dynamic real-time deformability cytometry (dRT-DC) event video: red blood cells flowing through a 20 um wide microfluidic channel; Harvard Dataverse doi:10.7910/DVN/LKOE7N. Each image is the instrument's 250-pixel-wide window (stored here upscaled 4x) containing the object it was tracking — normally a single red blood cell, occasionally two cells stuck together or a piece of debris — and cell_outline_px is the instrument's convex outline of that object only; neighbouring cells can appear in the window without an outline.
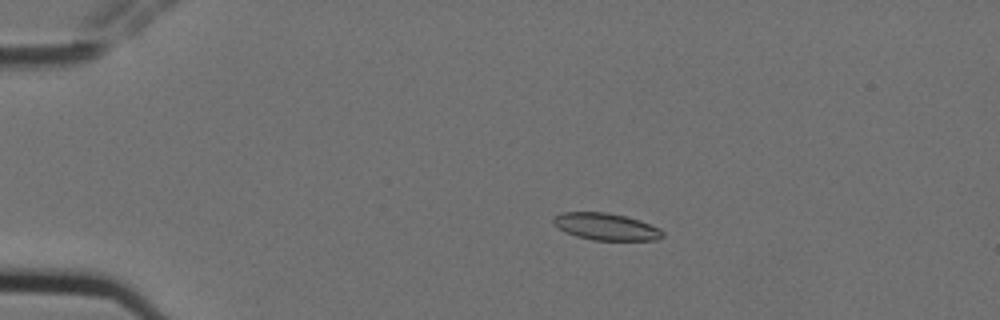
{"species": "Egyptian fruit bat (a non-hibernating species)", "species_latin": "Rousettus aegyptiacus", "temperature_condition": "cold", "stored_images_in_passage": 5, "camera_frame_rate_fps": 3000, "um_per_image_px": 0.085, "animal": {"sex": "female"}, "frame": {"image": 1, "passage_image": 4, "time_ms": 1.0, "image_size_px": [1000, 320], "cell_outline_px": [[664, 236], [656, 240], [592, 240], [576, 236], [564, 232], [552, 220], [552, 216], [560, 212], [604, 212], [624, 216], [640, 220], [660, 228], [664, 232]], "centroid_in_image_um": [51.51, 19.26], "position_along_channel_um": 33.5, "area_um2": 17.22}}